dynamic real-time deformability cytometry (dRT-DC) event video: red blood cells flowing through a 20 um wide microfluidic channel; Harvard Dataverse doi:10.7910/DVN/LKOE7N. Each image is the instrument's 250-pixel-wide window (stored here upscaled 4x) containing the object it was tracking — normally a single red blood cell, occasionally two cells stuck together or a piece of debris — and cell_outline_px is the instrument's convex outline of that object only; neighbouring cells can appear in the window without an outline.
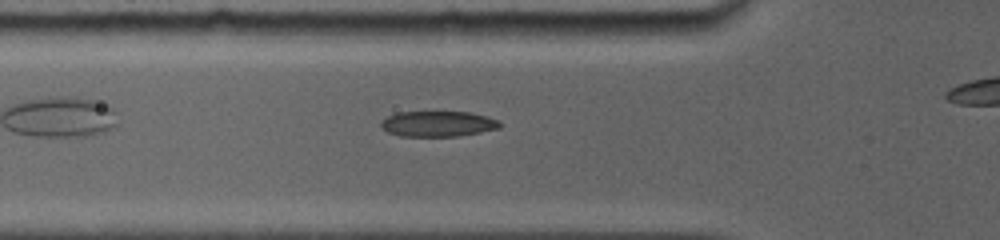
{"species": "common noctule bat (a hibernating species)", "species_latin": "Nyctalus noctula", "temperature_condition": "room temperature", "stored_images_in_passage": 14, "camera_frame_rate_fps": 5000, "um_per_image_px": 0.085, "animal": {"sex": "female", "body_mass_g": 19.0, "forearm_length_mm": 56.7}, "frame": {"image": 1, "passage_image": 3, "time_ms": 1.2, "image_size_px": [1000, 240], "cell_outline_px": [[500, 128], [480, 132], [456, 136], [400, 136], [388, 132], [380, 128], [380, 120], [396, 112], [468, 112], [500, 120]], "centroid_in_image_um": [37.17, 10.52], "position_along_channel_um": 88.6, "area_um2": 17.69}}
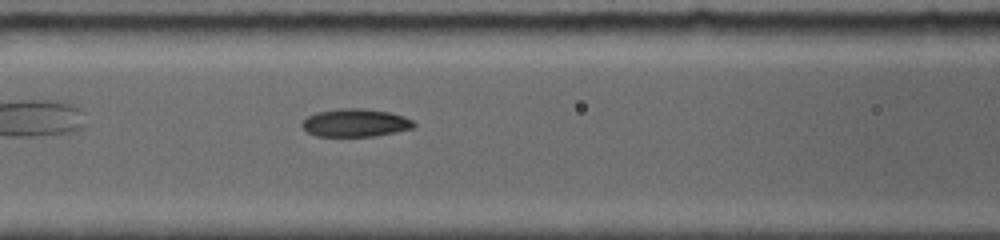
{"frame": {"image": 2, "passage_image": 5, "time_ms": 2.4, "image_size_px": [1000, 240], "cell_outline_px": [[416, 124], [412, 128], [372, 136], [316, 136], [308, 132], [300, 124], [308, 116], [316, 112], [340, 108], [364, 108], [388, 112], [404, 116], [412, 120]], "centroid_in_image_um": [30.18, 10.43], "position_along_channel_um": 136.4, "area_um2": 18.03}}